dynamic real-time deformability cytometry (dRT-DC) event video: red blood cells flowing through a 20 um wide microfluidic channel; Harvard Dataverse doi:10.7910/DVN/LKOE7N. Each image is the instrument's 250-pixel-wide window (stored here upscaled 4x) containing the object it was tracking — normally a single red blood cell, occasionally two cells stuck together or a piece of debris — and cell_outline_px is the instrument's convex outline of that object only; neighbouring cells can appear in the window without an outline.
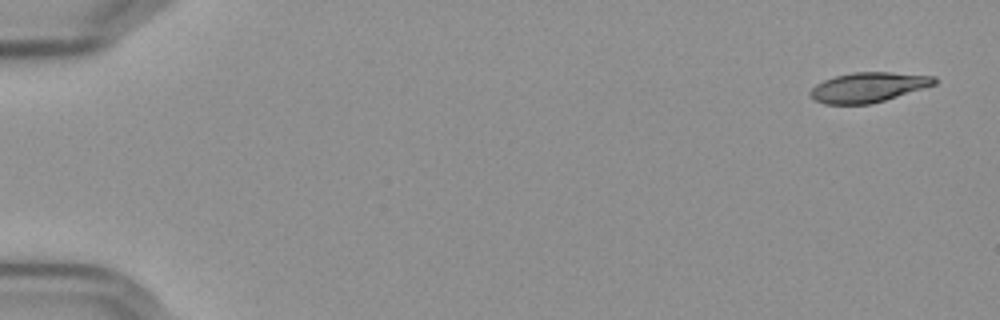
{"species": "Egyptian fruit bat (a non-hibernating species)", "species_latin": "Rousettus aegyptiacus", "temperature_condition": "cold", "stored_images_in_passage": 56, "camera_frame_rate_fps": 3000, "um_per_image_px": 0.085, "frame": {"image": 1, "passage_image": 1, "time_ms": 0.0, "image_size_px": [1000, 320], "cell_outline_px": [[936, 84], [924, 88], [872, 104], [824, 104], [816, 100], [808, 92], [816, 84], [824, 80], [836, 76], [852, 72], [892, 72], [936, 76]], "centroid_in_image_um": [73.82, 7.41], "position_along_channel_um": 11.2, "area_um2": 21.56}}
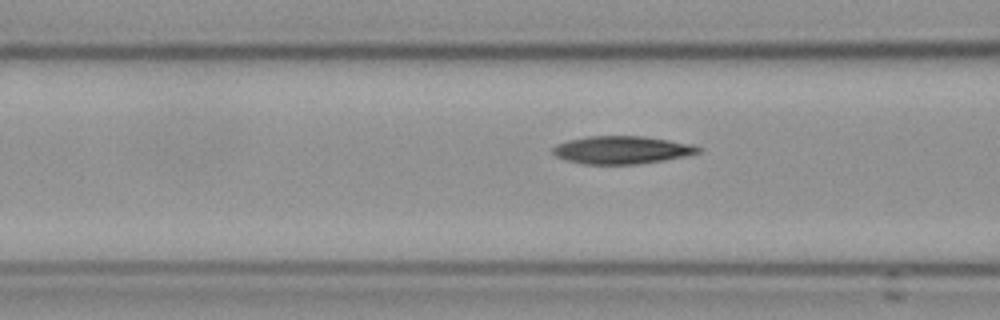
{"frame": {"image": 2, "passage_image": 22, "time_ms": 7.0, "image_size_px": [1000, 320], "cell_outline_px": [[704, 152], [688, 156], [664, 160], [636, 164], [584, 164], [568, 160], [556, 156], [552, 152], [552, 148], [556, 144], [568, 140], [588, 136], [644, 136], [692, 144], [704, 148]], "centroid_in_image_um": [52.92, 12.74], "position_along_channel_um": 113.7, "area_um2": 23.76}}
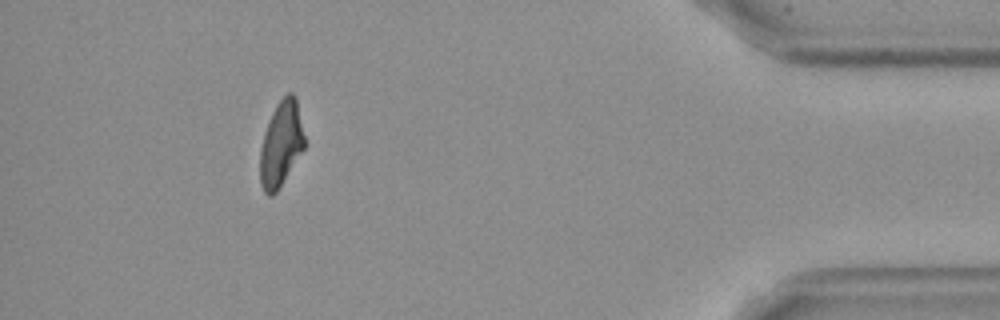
{"frame": {"image": 3, "passage_image": 51, "time_ms": 16.667, "image_size_px": [1000, 320], "cell_outline_px": [[304, 148], [276, 192], [272, 196], [268, 196], [264, 192], [260, 184], [260, 148], [264, 132], [272, 112], [276, 104], [288, 92], [292, 92], [296, 96], [304, 136]], "centroid_in_image_um": [23.87, 12.22], "position_along_channel_um": 411.3, "area_um2": 21.91}, "authors_computed_cell_mechanics": {"area_um2": 23.0911, "velocity_mm_per_s": 3.5961, "shape_relaxation_time_tau1_ms": 9.0297, "shape_relaxation_time_tau2_ms": 4.0201, "deformation_change_tau1": 0.2275, "deformation_change_tau2": 0.096}}